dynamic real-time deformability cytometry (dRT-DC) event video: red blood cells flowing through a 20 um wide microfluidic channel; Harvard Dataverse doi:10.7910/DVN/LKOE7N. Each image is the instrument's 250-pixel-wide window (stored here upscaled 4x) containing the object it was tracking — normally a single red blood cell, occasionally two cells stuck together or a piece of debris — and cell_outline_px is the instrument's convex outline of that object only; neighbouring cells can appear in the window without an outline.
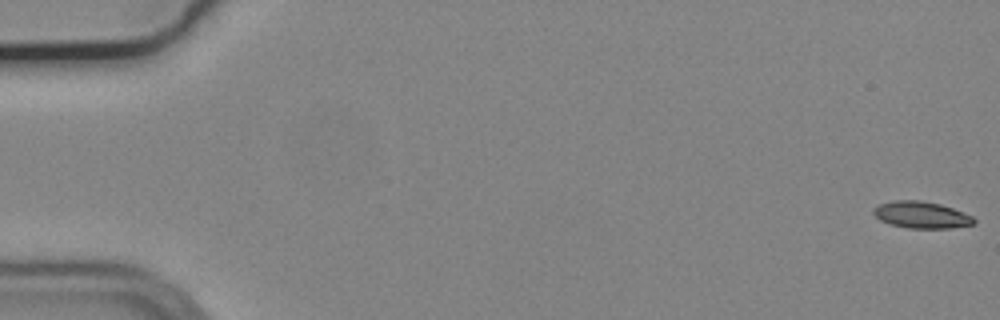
{"species": "common noctule bat (a hibernating species)", "species_latin": "Nyctalus noctula", "temperature_condition": "cold", "stored_images_in_passage": 14, "camera_frame_rate_fps": 3000, "um_per_image_px": 0.085, "animal": {"sex": "male", "body_mass_g": 19.2, "forearm_length_mm": 51.8}, "frame": {"image": 1, "passage_image": 1, "time_ms": 0.0, "image_size_px": [1000, 320], "cell_outline_px": [[976, 220], [972, 224], [952, 228], [908, 228], [892, 224], [880, 220], [872, 212], [872, 208], [880, 204], [896, 200], [920, 200], [940, 204], [952, 208], [972, 216]], "centroid_in_image_um": [78.3, 18.26], "position_along_channel_um": 6.7, "area_um2": 15.49}}
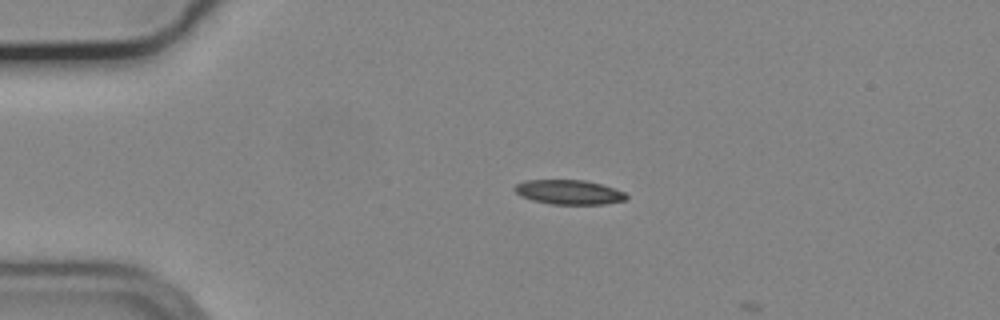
{"frame": {"image": 2, "passage_image": 13, "time_ms": 4.0, "image_size_px": [1000, 320], "cell_outline_px": [[628, 196], [624, 200], [604, 204], [552, 204], [532, 200], [520, 196], [512, 188], [516, 184], [524, 180], [584, 180], [600, 184], [624, 192]], "centroid_in_image_um": [48.3, 16.33], "position_along_channel_um": 36.7, "area_um2": 15.84}}